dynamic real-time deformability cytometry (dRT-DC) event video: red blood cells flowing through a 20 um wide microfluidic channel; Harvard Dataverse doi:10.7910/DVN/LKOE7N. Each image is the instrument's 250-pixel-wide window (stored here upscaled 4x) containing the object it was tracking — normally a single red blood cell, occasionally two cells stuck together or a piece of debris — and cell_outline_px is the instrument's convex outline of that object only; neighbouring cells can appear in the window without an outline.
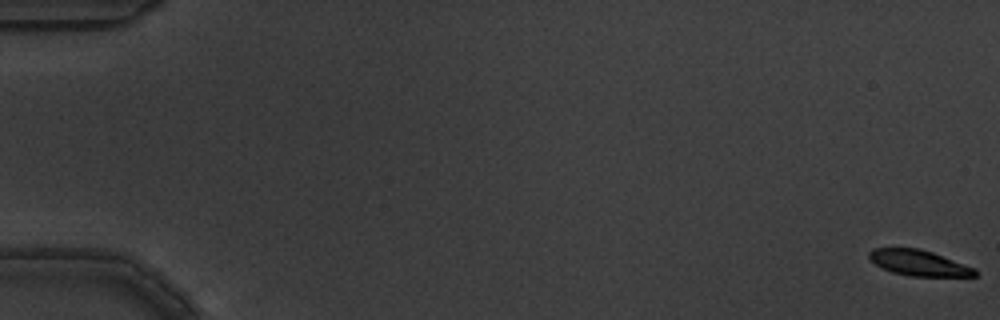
{"species": "common noctule bat (a hibernating species)", "species_latin": "Nyctalus noctula", "temperature_condition": "warm", "stored_images_in_passage": 5, "camera_frame_rate_fps": 3000, "um_per_image_px": 0.085, "animal": {"sex": "male", "body_mass_g": 19.5, "forearm_length_mm": 54.6}, "frame": {"image": 1, "passage_image": 1, "time_ms": 0.0, "image_size_px": [1000, 320], "cell_outline_px": [[976, 276], [908, 276], [892, 272], [868, 260], [868, 252], [872, 248], [920, 248], [932, 252], [976, 268]], "centroid_in_image_um": [78.07, 22.34], "position_along_channel_um": 6.9, "area_um2": 15.84}}
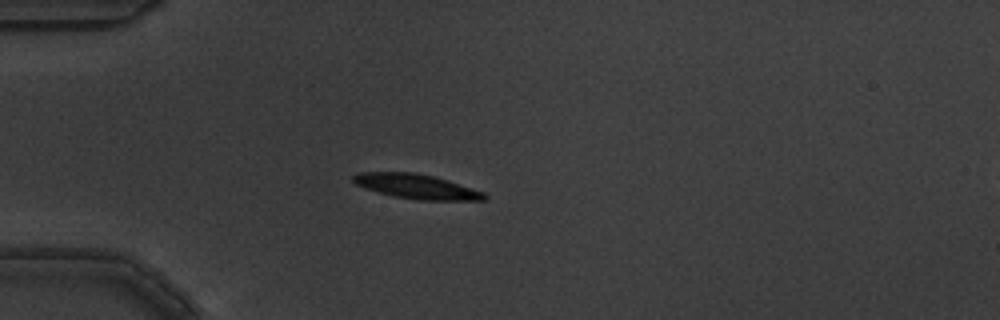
{"frame": {"image": 2, "passage_image": 5, "time_ms": 1.333, "image_size_px": [1000, 320], "cell_outline_px": [[488, 200], [420, 200], [392, 196], [356, 184], [352, 180], [352, 176], [360, 172], [412, 172], [432, 176], [448, 180], [484, 192], [488, 196]], "centroid_in_image_um": [35.44, 15.85], "position_along_channel_um": 49.6, "area_um2": 18.61}}